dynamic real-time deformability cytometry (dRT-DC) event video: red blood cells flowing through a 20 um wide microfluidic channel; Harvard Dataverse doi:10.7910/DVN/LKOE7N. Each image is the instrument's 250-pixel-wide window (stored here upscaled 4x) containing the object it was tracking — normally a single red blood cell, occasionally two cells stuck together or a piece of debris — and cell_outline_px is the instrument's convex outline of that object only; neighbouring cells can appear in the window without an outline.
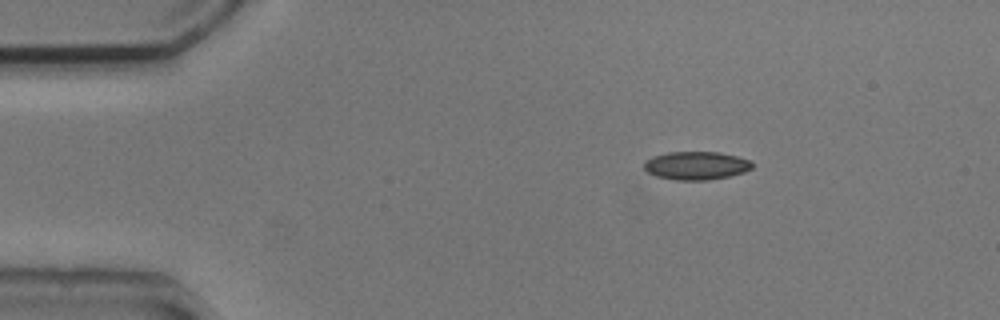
{"species": "common noctule bat (a hibernating species)", "species_latin": "Nyctalus noctula", "temperature_condition": "cold", "stored_images_in_passage": 46, "camera_frame_rate_fps": 3000, "um_per_image_px": 0.085, "animal": {"sex": "male", "body_mass_g": 20.5, "forearm_length_mm": 52.5}, "frame": {"image": 1, "passage_image": 1, "time_ms": 0.0, "image_size_px": [1000, 320], "cell_outline_px": [[752, 168], [744, 172], [728, 176], [708, 180], [676, 180], [656, 176], [648, 172], [644, 168], [644, 160], [652, 156], [668, 152], [720, 152], [752, 160]], "centroid_in_image_um": [59.17, 14.07], "position_along_channel_um": 25.8, "area_um2": 17.86}}
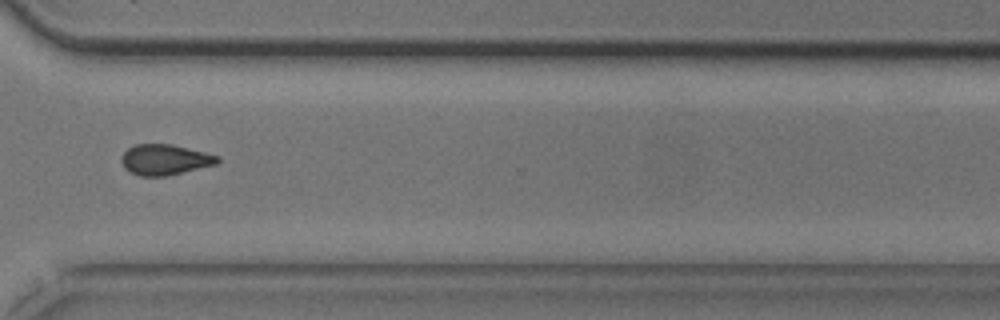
{"frame": {"image": 2, "passage_image": 32, "time_ms": 10.333, "image_size_px": [1000, 320], "cell_outline_px": [[220, 160], [216, 164], [164, 176], [140, 176], [124, 168], [120, 160], [120, 156], [128, 148], [136, 144], [172, 144], [220, 156]], "centroid_in_image_um": [13.98, 13.56], "position_along_channel_um": 356.6, "area_um2": 16.99}}
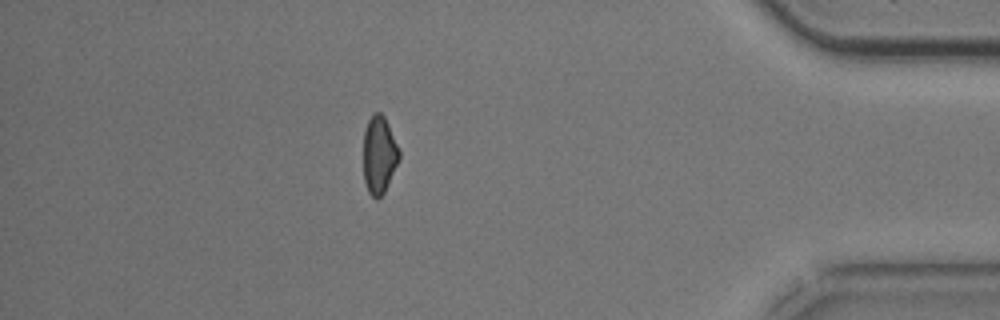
{"frame": {"image": 3, "passage_image": 39, "time_ms": 12.667, "image_size_px": [1000, 320], "cell_outline_px": [[400, 156], [384, 192], [376, 200], [368, 192], [364, 180], [364, 132], [368, 120], [372, 112], [380, 112], [384, 116], [388, 124], [400, 152]], "centroid_in_image_um": [32.21, 13.14], "position_along_channel_um": 403.0, "area_um2": 15.95}, "authors_computed_cell_mechanics": {"area_um2": 17.7735, "velocity_mm_per_s": 3.8031, "shape_relaxation_time_tau1_ms": 4.8488, "shape_relaxation_time_tau2_ms": null, "deformation_change_tau1": 0.0885, "deformation_change_tau2": null}}